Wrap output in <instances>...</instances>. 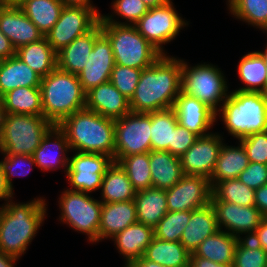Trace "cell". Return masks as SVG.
<instances>
[{
  "mask_svg": "<svg viewBox=\"0 0 267 267\" xmlns=\"http://www.w3.org/2000/svg\"><path fill=\"white\" fill-rule=\"evenodd\" d=\"M210 203L216 212L219 229H224L223 231L238 238H241L243 234L244 238H249L265 218L255 205L240 206L224 201H211Z\"/></svg>",
  "mask_w": 267,
  "mask_h": 267,
  "instance_id": "15",
  "label": "cell"
},
{
  "mask_svg": "<svg viewBox=\"0 0 267 267\" xmlns=\"http://www.w3.org/2000/svg\"><path fill=\"white\" fill-rule=\"evenodd\" d=\"M65 6H76L96 9L91 0H60Z\"/></svg>",
  "mask_w": 267,
  "mask_h": 267,
  "instance_id": "55",
  "label": "cell"
},
{
  "mask_svg": "<svg viewBox=\"0 0 267 267\" xmlns=\"http://www.w3.org/2000/svg\"><path fill=\"white\" fill-rule=\"evenodd\" d=\"M134 202L137 221L153 228L168 212L165 189L150 187L136 191Z\"/></svg>",
  "mask_w": 267,
  "mask_h": 267,
  "instance_id": "28",
  "label": "cell"
},
{
  "mask_svg": "<svg viewBox=\"0 0 267 267\" xmlns=\"http://www.w3.org/2000/svg\"><path fill=\"white\" fill-rule=\"evenodd\" d=\"M154 238V228L136 222L112 238L120 255H123L124 266L144 256L146 248Z\"/></svg>",
  "mask_w": 267,
  "mask_h": 267,
  "instance_id": "25",
  "label": "cell"
},
{
  "mask_svg": "<svg viewBox=\"0 0 267 267\" xmlns=\"http://www.w3.org/2000/svg\"><path fill=\"white\" fill-rule=\"evenodd\" d=\"M137 222L134 200L102 203L98 241L112 239L126 227Z\"/></svg>",
  "mask_w": 267,
  "mask_h": 267,
  "instance_id": "23",
  "label": "cell"
},
{
  "mask_svg": "<svg viewBox=\"0 0 267 267\" xmlns=\"http://www.w3.org/2000/svg\"><path fill=\"white\" fill-rule=\"evenodd\" d=\"M173 109L178 123L198 136L211 133L210 130L217 121L216 112L196 97L185 94L182 90L175 99Z\"/></svg>",
  "mask_w": 267,
  "mask_h": 267,
  "instance_id": "18",
  "label": "cell"
},
{
  "mask_svg": "<svg viewBox=\"0 0 267 267\" xmlns=\"http://www.w3.org/2000/svg\"><path fill=\"white\" fill-rule=\"evenodd\" d=\"M190 254L180 242L154 237L144 257L166 267H190Z\"/></svg>",
  "mask_w": 267,
  "mask_h": 267,
  "instance_id": "34",
  "label": "cell"
},
{
  "mask_svg": "<svg viewBox=\"0 0 267 267\" xmlns=\"http://www.w3.org/2000/svg\"><path fill=\"white\" fill-rule=\"evenodd\" d=\"M70 150L68 140L65 133L58 127L53 125L43 136L40 145L32 154L36 163V167L42 171L58 170L60 168L67 172L69 165Z\"/></svg>",
  "mask_w": 267,
  "mask_h": 267,
  "instance_id": "19",
  "label": "cell"
},
{
  "mask_svg": "<svg viewBox=\"0 0 267 267\" xmlns=\"http://www.w3.org/2000/svg\"><path fill=\"white\" fill-rule=\"evenodd\" d=\"M58 127L65 133L70 151L105 154L114 160L115 120L82 109L63 119Z\"/></svg>",
  "mask_w": 267,
  "mask_h": 267,
  "instance_id": "3",
  "label": "cell"
},
{
  "mask_svg": "<svg viewBox=\"0 0 267 267\" xmlns=\"http://www.w3.org/2000/svg\"><path fill=\"white\" fill-rule=\"evenodd\" d=\"M190 220V211H168L154 227V237L165 241L180 242Z\"/></svg>",
  "mask_w": 267,
  "mask_h": 267,
  "instance_id": "42",
  "label": "cell"
},
{
  "mask_svg": "<svg viewBox=\"0 0 267 267\" xmlns=\"http://www.w3.org/2000/svg\"><path fill=\"white\" fill-rule=\"evenodd\" d=\"M152 187L169 189L184 177L180 157L168 151H149Z\"/></svg>",
  "mask_w": 267,
  "mask_h": 267,
  "instance_id": "26",
  "label": "cell"
},
{
  "mask_svg": "<svg viewBox=\"0 0 267 267\" xmlns=\"http://www.w3.org/2000/svg\"><path fill=\"white\" fill-rule=\"evenodd\" d=\"M254 205L265 217H267V184H264L255 190Z\"/></svg>",
  "mask_w": 267,
  "mask_h": 267,
  "instance_id": "50",
  "label": "cell"
},
{
  "mask_svg": "<svg viewBox=\"0 0 267 267\" xmlns=\"http://www.w3.org/2000/svg\"><path fill=\"white\" fill-rule=\"evenodd\" d=\"M205 63L191 66L182 59L181 90L217 112L230 92L220 68L211 63Z\"/></svg>",
  "mask_w": 267,
  "mask_h": 267,
  "instance_id": "8",
  "label": "cell"
},
{
  "mask_svg": "<svg viewBox=\"0 0 267 267\" xmlns=\"http://www.w3.org/2000/svg\"><path fill=\"white\" fill-rule=\"evenodd\" d=\"M174 7L170 0L162 6L150 8L134 24L137 31L162 54H167L162 45L173 41L180 30L189 25Z\"/></svg>",
  "mask_w": 267,
  "mask_h": 267,
  "instance_id": "10",
  "label": "cell"
},
{
  "mask_svg": "<svg viewBox=\"0 0 267 267\" xmlns=\"http://www.w3.org/2000/svg\"><path fill=\"white\" fill-rule=\"evenodd\" d=\"M115 65L112 46L102 33L96 40L83 70L78 74L83 91L110 81L111 71Z\"/></svg>",
  "mask_w": 267,
  "mask_h": 267,
  "instance_id": "17",
  "label": "cell"
},
{
  "mask_svg": "<svg viewBox=\"0 0 267 267\" xmlns=\"http://www.w3.org/2000/svg\"><path fill=\"white\" fill-rule=\"evenodd\" d=\"M16 55L10 40L0 31V61Z\"/></svg>",
  "mask_w": 267,
  "mask_h": 267,
  "instance_id": "51",
  "label": "cell"
},
{
  "mask_svg": "<svg viewBox=\"0 0 267 267\" xmlns=\"http://www.w3.org/2000/svg\"><path fill=\"white\" fill-rule=\"evenodd\" d=\"M46 199L34 198L27 203L0 205V251L20 258L36 236L47 216Z\"/></svg>",
  "mask_w": 267,
  "mask_h": 267,
  "instance_id": "2",
  "label": "cell"
},
{
  "mask_svg": "<svg viewBox=\"0 0 267 267\" xmlns=\"http://www.w3.org/2000/svg\"><path fill=\"white\" fill-rule=\"evenodd\" d=\"M64 6L60 0H24L19 5L44 36L58 21Z\"/></svg>",
  "mask_w": 267,
  "mask_h": 267,
  "instance_id": "36",
  "label": "cell"
},
{
  "mask_svg": "<svg viewBox=\"0 0 267 267\" xmlns=\"http://www.w3.org/2000/svg\"><path fill=\"white\" fill-rule=\"evenodd\" d=\"M178 124L173 108L151 112V150L171 153L173 130Z\"/></svg>",
  "mask_w": 267,
  "mask_h": 267,
  "instance_id": "37",
  "label": "cell"
},
{
  "mask_svg": "<svg viewBox=\"0 0 267 267\" xmlns=\"http://www.w3.org/2000/svg\"><path fill=\"white\" fill-rule=\"evenodd\" d=\"M16 55L42 78L57 68V52L45 36L39 41L19 47Z\"/></svg>",
  "mask_w": 267,
  "mask_h": 267,
  "instance_id": "32",
  "label": "cell"
},
{
  "mask_svg": "<svg viewBox=\"0 0 267 267\" xmlns=\"http://www.w3.org/2000/svg\"><path fill=\"white\" fill-rule=\"evenodd\" d=\"M111 43L115 64L138 69L150 67L162 53L141 35L134 25L100 22Z\"/></svg>",
  "mask_w": 267,
  "mask_h": 267,
  "instance_id": "7",
  "label": "cell"
},
{
  "mask_svg": "<svg viewBox=\"0 0 267 267\" xmlns=\"http://www.w3.org/2000/svg\"><path fill=\"white\" fill-rule=\"evenodd\" d=\"M165 191L168 211H193L211 202L210 180L201 175H184Z\"/></svg>",
  "mask_w": 267,
  "mask_h": 267,
  "instance_id": "14",
  "label": "cell"
},
{
  "mask_svg": "<svg viewBox=\"0 0 267 267\" xmlns=\"http://www.w3.org/2000/svg\"><path fill=\"white\" fill-rule=\"evenodd\" d=\"M0 113L43 116L40 87H18L0 98Z\"/></svg>",
  "mask_w": 267,
  "mask_h": 267,
  "instance_id": "29",
  "label": "cell"
},
{
  "mask_svg": "<svg viewBox=\"0 0 267 267\" xmlns=\"http://www.w3.org/2000/svg\"><path fill=\"white\" fill-rule=\"evenodd\" d=\"M142 69L114 65L111 71L110 82L129 100L135 93Z\"/></svg>",
  "mask_w": 267,
  "mask_h": 267,
  "instance_id": "44",
  "label": "cell"
},
{
  "mask_svg": "<svg viewBox=\"0 0 267 267\" xmlns=\"http://www.w3.org/2000/svg\"><path fill=\"white\" fill-rule=\"evenodd\" d=\"M102 34L100 22L57 52V68L78 75L86 66L95 40Z\"/></svg>",
  "mask_w": 267,
  "mask_h": 267,
  "instance_id": "22",
  "label": "cell"
},
{
  "mask_svg": "<svg viewBox=\"0 0 267 267\" xmlns=\"http://www.w3.org/2000/svg\"><path fill=\"white\" fill-rule=\"evenodd\" d=\"M199 136L180 124L173 130L171 154L182 156L197 140Z\"/></svg>",
  "mask_w": 267,
  "mask_h": 267,
  "instance_id": "48",
  "label": "cell"
},
{
  "mask_svg": "<svg viewBox=\"0 0 267 267\" xmlns=\"http://www.w3.org/2000/svg\"><path fill=\"white\" fill-rule=\"evenodd\" d=\"M149 8L162 6L170 0H142Z\"/></svg>",
  "mask_w": 267,
  "mask_h": 267,
  "instance_id": "57",
  "label": "cell"
},
{
  "mask_svg": "<svg viewBox=\"0 0 267 267\" xmlns=\"http://www.w3.org/2000/svg\"><path fill=\"white\" fill-rule=\"evenodd\" d=\"M66 172L69 190L91 194L101 189L103 176L114 162L105 154L73 152Z\"/></svg>",
  "mask_w": 267,
  "mask_h": 267,
  "instance_id": "13",
  "label": "cell"
},
{
  "mask_svg": "<svg viewBox=\"0 0 267 267\" xmlns=\"http://www.w3.org/2000/svg\"><path fill=\"white\" fill-rule=\"evenodd\" d=\"M266 49H264V52L263 51H258L261 56L264 58V63H265V66H266V94H267V44H266Z\"/></svg>",
  "mask_w": 267,
  "mask_h": 267,
  "instance_id": "59",
  "label": "cell"
},
{
  "mask_svg": "<svg viewBox=\"0 0 267 267\" xmlns=\"http://www.w3.org/2000/svg\"><path fill=\"white\" fill-rule=\"evenodd\" d=\"M111 15L101 14L99 22H109L117 25H134L144 14L149 11V7L142 0H113ZM116 14L125 22L114 19ZM129 22V23H128Z\"/></svg>",
  "mask_w": 267,
  "mask_h": 267,
  "instance_id": "41",
  "label": "cell"
},
{
  "mask_svg": "<svg viewBox=\"0 0 267 267\" xmlns=\"http://www.w3.org/2000/svg\"><path fill=\"white\" fill-rule=\"evenodd\" d=\"M52 126L43 116L0 113V153L32 155Z\"/></svg>",
  "mask_w": 267,
  "mask_h": 267,
  "instance_id": "6",
  "label": "cell"
},
{
  "mask_svg": "<svg viewBox=\"0 0 267 267\" xmlns=\"http://www.w3.org/2000/svg\"><path fill=\"white\" fill-rule=\"evenodd\" d=\"M216 116L222 117L225 129L238 140L267 131V94L234 90L229 93Z\"/></svg>",
  "mask_w": 267,
  "mask_h": 267,
  "instance_id": "4",
  "label": "cell"
},
{
  "mask_svg": "<svg viewBox=\"0 0 267 267\" xmlns=\"http://www.w3.org/2000/svg\"><path fill=\"white\" fill-rule=\"evenodd\" d=\"M219 229L216 212L211 203L190 211V220L183 231L180 243L190 252L194 253L199 245L208 236Z\"/></svg>",
  "mask_w": 267,
  "mask_h": 267,
  "instance_id": "24",
  "label": "cell"
},
{
  "mask_svg": "<svg viewBox=\"0 0 267 267\" xmlns=\"http://www.w3.org/2000/svg\"><path fill=\"white\" fill-rule=\"evenodd\" d=\"M249 238L267 252V217L261 221L260 225Z\"/></svg>",
  "mask_w": 267,
  "mask_h": 267,
  "instance_id": "49",
  "label": "cell"
},
{
  "mask_svg": "<svg viewBox=\"0 0 267 267\" xmlns=\"http://www.w3.org/2000/svg\"><path fill=\"white\" fill-rule=\"evenodd\" d=\"M100 17L98 8L64 6L58 21L45 37L51 47L59 52L77 37L92 30L99 23Z\"/></svg>",
  "mask_w": 267,
  "mask_h": 267,
  "instance_id": "12",
  "label": "cell"
},
{
  "mask_svg": "<svg viewBox=\"0 0 267 267\" xmlns=\"http://www.w3.org/2000/svg\"><path fill=\"white\" fill-rule=\"evenodd\" d=\"M238 179L253 190L267 184V165L249 162V165L240 173Z\"/></svg>",
  "mask_w": 267,
  "mask_h": 267,
  "instance_id": "47",
  "label": "cell"
},
{
  "mask_svg": "<svg viewBox=\"0 0 267 267\" xmlns=\"http://www.w3.org/2000/svg\"><path fill=\"white\" fill-rule=\"evenodd\" d=\"M123 267H166L153 261L147 260L144 256L139 259L132 260Z\"/></svg>",
  "mask_w": 267,
  "mask_h": 267,
  "instance_id": "54",
  "label": "cell"
},
{
  "mask_svg": "<svg viewBox=\"0 0 267 267\" xmlns=\"http://www.w3.org/2000/svg\"><path fill=\"white\" fill-rule=\"evenodd\" d=\"M59 201L60 222L73 230L88 236L91 243H98L102 202L81 191L68 188L62 192Z\"/></svg>",
  "mask_w": 267,
  "mask_h": 267,
  "instance_id": "9",
  "label": "cell"
},
{
  "mask_svg": "<svg viewBox=\"0 0 267 267\" xmlns=\"http://www.w3.org/2000/svg\"><path fill=\"white\" fill-rule=\"evenodd\" d=\"M229 13L267 33V0H227Z\"/></svg>",
  "mask_w": 267,
  "mask_h": 267,
  "instance_id": "38",
  "label": "cell"
},
{
  "mask_svg": "<svg viewBox=\"0 0 267 267\" xmlns=\"http://www.w3.org/2000/svg\"><path fill=\"white\" fill-rule=\"evenodd\" d=\"M19 259L0 251V267H15Z\"/></svg>",
  "mask_w": 267,
  "mask_h": 267,
  "instance_id": "56",
  "label": "cell"
},
{
  "mask_svg": "<svg viewBox=\"0 0 267 267\" xmlns=\"http://www.w3.org/2000/svg\"><path fill=\"white\" fill-rule=\"evenodd\" d=\"M238 142L243 145L249 162L267 165V131L251 134Z\"/></svg>",
  "mask_w": 267,
  "mask_h": 267,
  "instance_id": "46",
  "label": "cell"
},
{
  "mask_svg": "<svg viewBox=\"0 0 267 267\" xmlns=\"http://www.w3.org/2000/svg\"><path fill=\"white\" fill-rule=\"evenodd\" d=\"M100 190L102 203L134 200L136 194L126 172L117 162H113L107 169Z\"/></svg>",
  "mask_w": 267,
  "mask_h": 267,
  "instance_id": "33",
  "label": "cell"
},
{
  "mask_svg": "<svg viewBox=\"0 0 267 267\" xmlns=\"http://www.w3.org/2000/svg\"><path fill=\"white\" fill-rule=\"evenodd\" d=\"M238 77L245 84L237 91L266 93V66L264 58L258 51L243 55L237 66Z\"/></svg>",
  "mask_w": 267,
  "mask_h": 267,
  "instance_id": "35",
  "label": "cell"
},
{
  "mask_svg": "<svg viewBox=\"0 0 267 267\" xmlns=\"http://www.w3.org/2000/svg\"><path fill=\"white\" fill-rule=\"evenodd\" d=\"M182 59L162 54L143 69L135 93L129 100L132 112H155L173 108L181 92Z\"/></svg>",
  "mask_w": 267,
  "mask_h": 267,
  "instance_id": "1",
  "label": "cell"
},
{
  "mask_svg": "<svg viewBox=\"0 0 267 267\" xmlns=\"http://www.w3.org/2000/svg\"><path fill=\"white\" fill-rule=\"evenodd\" d=\"M2 155L4 157L3 160L1 159L0 163L3 167L5 182L8 187L13 191L14 188L12 183V177L28 175L32 170V166H36V163L32 155Z\"/></svg>",
  "mask_w": 267,
  "mask_h": 267,
  "instance_id": "45",
  "label": "cell"
},
{
  "mask_svg": "<svg viewBox=\"0 0 267 267\" xmlns=\"http://www.w3.org/2000/svg\"><path fill=\"white\" fill-rule=\"evenodd\" d=\"M190 267H233V266L216 263L206 258L198 257L194 253H191L190 254Z\"/></svg>",
  "mask_w": 267,
  "mask_h": 267,
  "instance_id": "52",
  "label": "cell"
},
{
  "mask_svg": "<svg viewBox=\"0 0 267 267\" xmlns=\"http://www.w3.org/2000/svg\"><path fill=\"white\" fill-rule=\"evenodd\" d=\"M14 191H12L5 182V176L3 167L0 163V200H4V203L14 198Z\"/></svg>",
  "mask_w": 267,
  "mask_h": 267,
  "instance_id": "53",
  "label": "cell"
},
{
  "mask_svg": "<svg viewBox=\"0 0 267 267\" xmlns=\"http://www.w3.org/2000/svg\"><path fill=\"white\" fill-rule=\"evenodd\" d=\"M0 31L16 50L44 37L21 8L14 5H0Z\"/></svg>",
  "mask_w": 267,
  "mask_h": 267,
  "instance_id": "20",
  "label": "cell"
},
{
  "mask_svg": "<svg viewBox=\"0 0 267 267\" xmlns=\"http://www.w3.org/2000/svg\"><path fill=\"white\" fill-rule=\"evenodd\" d=\"M233 267H267V252L250 238H239Z\"/></svg>",
  "mask_w": 267,
  "mask_h": 267,
  "instance_id": "43",
  "label": "cell"
},
{
  "mask_svg": "<svg viewBox=\"0 0 267 267\" xmlns=\"http://www.w3.org/2000/svg\"><path fill=\"white\" fill-rule=\"evenodd\" d=\"M41 80L17 55L0 61V98L18 87H40Z\"/></svg>",
  "mask_w": 267,
  "mask_h": 267,
  "instance_id": "27",
  "label": "cell"
},
{
  "mask_svg": "<svg viewBox=\"0 0 267 267\" xmlns=\"http://www.w3.org/2000/svg\"><path fill=\"white\" fill-rule=\"evenodd\" d=\"M239 238L223 230L208 236L194 254L216 263L233 265L235 250Z\"/></svg>",
  "mask_w": 267,
  "mask_h": 267,
  "instance_id": "31",
  "label": "cell"
},
{
  "mask_svg": "<svg viewBox=\"0 0 267 267\" xmlns=\"http://www.w3.org/2000/svg\"><path fill=\"white\" fill-rule=\"evenodd\" d=\"M24 0H1L2 5L19 6Z\"/></svg>",
  "mask_w": 267,
  "mask_h": 267,
  "instance_id": "58",
  "label": "cell"
},
{
  "mask_svg": "<svg viewBox=\"0 0 267 267\" xmlns=\"http://www.w3.org/2000/svg\"><path fill=\"white\" fill-rule=\"evenodd\" d=\"M151 112H132L115 120L114 162L151 151Z\"/></svg>",
  "mask_w": 267,
  "mask_h": 267,
  "instance_id": "11",
  "label": "cell"
},
{
  "mask_svg": "<svg viewBox=\"0 0 267 267\" xmlns=\"http://www.w3.org/2000/svg\"><path fill=\"white\" fill-rule=\"evenodd\" d=\"M117 163L126 172L136 191L152 187L149 152L125 156Z\"/></svg>",
  "mask_w": 267,
  "mask_h": 267,
  "instance_id": "40",
  "label": "cell"
},
{
  "mask_svg": "<svg viewBox=\"0 0 267 267\" xmlns=\"http://www.w3.org/2000/svg\"><path fill=\"white\" fill-rule=\"evenodd\" d=\"M255 190L238 178L223 180L212 188L211 201H224L240 206H254Z\"/></svg>",
  "mask_w": 267,
  "mask_h": 267,
  "instance_id": "39",
  "label": "cell"
},
{
  "mask_svg": "<svg viewBox=\"0 0 267 267\" xmlns=\"http://www.w3.org/2000/svg\"><path fill=\"white\" fill-rule=\"evenodd\" d=\"M43 117L53 125L85 109V95L78 75L55 68L40 84Z\"/></svg>",
  "mask_w": 267,
  "mask_h": 267,
  "instance_id": "5",
  "label": "cell"
},
{
  "mask_svg": "<svg viewBox=\"0 0 267 267\" xmlns=\"http://www.w3.org/2000/svg\"><path fill=\"white\" fill-rule=\"evenodd\" d=\"M248 165V156L240 142L236 147L223 143L220 148L215 169L209 179L211 188L223 180L238 178L240 173Z\"/></svg>",
  "mask_w": 267,
  "mask_h": 267,
  "instance_id": "30",
  "label": "cell"
},
{
  "mask_svg": "<svg viewBox=\"0 0 267 267\" xmlns=\"http://www.w3.org/2000/svg\"><path fill=\"white\" fill-rule=\"evenodd\" d=\"M85 109L112 120L120 119L131 111L129 99L120 93L110 81L86 92Z\"/></svg>",
  "mask_w": 267,
  "mask_h": 267,
  "instance_id": "21",
  "label": "cell"
},
{
  "mask_svg": "<svg viewBox=\"0 0 267 267\" xmlns=\"http://www.w3.org/2000/svg\"><path fill=\"white\" fill-rule=\"evenodd\" d=\"M223 137L217 132L199 136L195 143L180 156L185 175H201L211 178L216 166Z\"/></svg>",
  "mask_w": 267,
  "mask_h": 267,
  "instance_id": "16",
  "label": "cell"
}]
</instances>
